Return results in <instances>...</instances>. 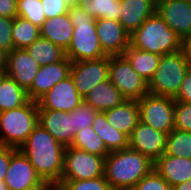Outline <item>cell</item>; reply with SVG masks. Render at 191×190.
Segmentation results:
<instances>
[{"instance_id": "33", "label": "cell", "mask_w": 191, "mask_h": 190, "mask_svg": "<svg viewBox=\"0 0 191 190\" xmlns=\"http://www.w3.org/2000/svg\"><path fill=\"white\" fill-rule=\"evenodd\" d=\"M58 190H113L104 176L86 180H61Z\"/></svg>"}, {"instance_id": "15", "label": "cell", "mask_w": 191, "mask_h": 190, "mask_svg": "<svg viewBox=\"0 0 191 190\" xmlns=\"http://www.w3.org/2000/svg\"><path fill=\"white\" fill-rule=\"evenodd\" d=\"M96 32L100 46L108 56L123 55L130 46V34L117 20L96 19Z\"/></svg>"}, {"instance_id": "25", "label": "cell", "mask_w": 191, "mask_h": 190, "mask_svg": "<svg viewBox=\"0 0 191 190\" xmlns=\"http://www.w3.org/2000/svg\"><path fill=\"white\" fill-rule=\"evenodd\" d=\"M123 56L147 83L153 78L161 58L158 54L139 50L131 45L124 51Z\"/></svg>"}, {"instance_id": "34", "label": "cell", "mask_w": 191, "mask_h": 190, "mask_svg": "<svg viewBox=\"0 0 191 190\" xmlns=\"http://www.w3.org/2000/svg\"><path fill=\"white\" fill-rule=\"evenodd\" d=\"M97 112L98 111L85 100L81 102L74 110L75 135L78 131L83 130V128L92 126Z\"/></svg>"}, {"instance_id": "11", "label": "cell", "mask_w": 191, "mask_h": 190, "mask_svg": "<svg viewBox=\"0 0 191 190\" xmlns=\"http://www.w3.org/2000/svg\"><path fill=\"white\" fill-rule=\"evenodd\" d=\"M109 62L108 55L100 59L72 62L70 76L83 99L91 89L108 79Z\"/></svg>"}, {"instance_id": "13", "label": "cell", "mask_w": 191, "mask_h": 190, "mask_svg": "<svg viewBox=\"0 0 191 190\" xmlns=\"http://www.w3.org/2000/svg\"><path fill=\"white\" fill-rule=\"evenodd\" d=\"M84 99L77 92L69 75L52 87L38 102V109L74 111Z\"/></svg>"}, {"instance_id": "2", "label": "cell", "mask_w": 191, "mask_h": 190, "mask_svg": "<svg viewBox=\"0 0 191 190\" xmlns=\"http://www.w3.org/2000/svg\"><path fill=\"white\" fill-rule=\"evenodd\" d=\"M152 169L154 162L130 147L110 152L104 161V177L113 190L135 187Z\"/></svg>"}, {"instance_id": "24", "label": "cell", "mask_w": 191, "mask_h": 190, "mask_svg": "<svg viewBox=\"0 0 191 190\" xmlns=\"http://www.w3.org/2000/svg\"><path fill=\"white\" fill-rule=\"evenodd\" d=\"M92 128L103 140L109 152L128 147V136L108 123L105 112H97L93 120Z\"/></svg>"}, {"instance_id": "32", "label": "cell", "mask_w": 191, "mask_h": 190, "mask_svg": "<svg viewBox=\"0 0 191 190\" xmlns=\"http://www.w3.org/2000/svg\"><path fill=\"white\" fill-rule=\"evenodd\" d=\"M17 14L39 28L46 21L41 0H17Z\"/></svg>"}, {"instance_id": "39", "label": "cell", "mask_w": 191, "mask_h": 190, "mask_svg": "<svg viewBox=\"0 0 191 190\" xmlns=\"http://www.w3.org/2000/svg\"><path fill=\"white\" fill-rule=\"evenodd\" d=\"M175 102L191 103V68L186 73L184 80L174 97Z\"/></svg>"}, {"instance_id": "23", "label": "cell", "mask_w": 191, "mask_h": 190, "mask_svg": "<svg viewBox=\"0 0 191 190\" xmlns=\"http://www.w3.org/2000/svg\"><path fill=\"white\" fill-rule=\"evenodd\" d=\"M84 100L98 112H105L123 104L127 99L112 82L107 79L91 89Z\"/></svg>"}, {"instance_id": "7", "label": "cell", "mask_w": 191, "mask_h": 190, "mask_svg": "<svg viewBox=\"0 0 191 190\" xmlns=\"http://www.w3.org/2000/svg\"><path fill=\"white\" fill-rule=\"evenodd\" d=\"M137 103L142 123L167 135L174 129V98L148 93Z\"/></svg>"}, {"instance_id": "40", "label": "cell", "mask_w": 191, "mask_h": 190, "mask_svg": "<svg viewBox=\"0 0 191 190\" xmlns=\"http://www.w3.org/2000/svg\"><path fill=\"white\" fill-rule=\"evenodd\" d=\"M16 148L0 145V181L5 179L11 156Z\"/></svg>"}, {"instance_id": "30", "label": "cell", "mask_w": 191, "mask_h": 190, "mask_svg": "<svg viewBox=\"0 0 191 190\" xmlns=\"http://www.w3.org/2000/svg\"><path fill=\"white\" fill-rule=\"evenodd\" d=\"M79 5L95 19L119 21L121 0H81Z\"/></svg>"}, {"instance_id": "12", "label": "cell", "mask_w": 191, "mask_h": 190, "mask_svg": "<svg viewBox=\"0 0 191 190\" xmlns=\"http://www.w3.org/2000/svg\"><path fill=\"white\" fill-rule=\"evenodd\" d=\"M166 139V133L155 130L139 121L128 137V147L147 156L155 163L165 154Z\"/></svg>"}, {"instance_id": "36", "label": "cell", "mask_w": 191, "mask_h": 190, "mask_svg": "<svg viewBox=\"0 0 191 190\" xmlns=\"http://www.w3.org/2000/svg\"><path fill=\"white\" fill-rule=\"evenodd\" d=\"M174 128L191 132V103L175 102Z\"/></svg>"}, {"instance_id": "10", "label": "cell", "mask_w": 191, "mask_h": 190, "mask_svg": "<svg viewBox=\"0 0 191 190\" xmlns=\"http://www.w3.org/2000/svg\"><path fill=\"white\" fill-rule=\"evenodd\" d=\"M4 182L9 190H46L49 187L19 149L11 156Z\"/></svg>"}, {"instance_id": "18", "label": "cell", "mask_w": 191, "mask_h": 190, "mask_svg": "<svg viewBox=\"0 0 191 190\" xmlns=\"http://www.w3.org/2000/svg\"><path fill=\"white\" fill-rule=\"evenodd\" d=\"M40 66L25 49H13L7 53L6 71L26 91L32 85Z\"/></svg>"}, {"instance_id": "29", "label": "cell", "mask_w": 191, "mask_h": 190, "mask_svg": "<svg viewBox=\"0 0 191 190\" xmlns=\"http://www.w3.org/2000/svg\"><path fill=\"white\" fill-rule=\"evenodd\" d=\"M70 147L85 150L88 153L106 157L110 152L103 140L94 132L92 126L85 127L74 136Z\"/></svg>"}, {"instance_id": "4", "label": "cell", "mask_w": 191, "mask_h": 190, "mask_svg": "<svg viewBox=\"0 0 191 190\" xmlns=\"http://www.w3.org/2000/svg\"><path fill=\"white\" fill-rule=\"evenodd\" d=\"M130 45L160 56L181 50V38L155 12L130 35Z\"/></svg>"}, {"instance_id": "38", "label": "cell", "mask_w": 191, "mask_h": 190, "mask_svg": "<svg viewBox=\"0 0 191 190\" xmlns=\"http://www.w3.org/2000/svg\"><path fill=\"white\" fill-rule=\"evenodd\" d=\"M41 2L46 20L68 13L69 6L64 0H41Z\"/></svg>"}, {"instance_id": "20", "label": "cell", "mask_w": 191, "mask_h": 190, "mask_svg": "<svg viewBox=\"0 0 191 190\" xmlns=\"http://www.w3.org/2000/svg\"><path fill=\"white\" fill-rule=\"evenodd\" d=\"M154 169L173 187L191 179V158L163 154L154 163Z\"/></svg>"}, {"instance_id": "27", "label": "cell", "mask_w": 191, "mask_h": 190, "mask_svg": "<svg viewBox=\"0 0 191 190\" xmlns=\"http://www.w3.org/2000/svg\"><path fill=\"white\" fill-rule=\"evenodd\" d=\"M29 101L27 91L6 76L0 85V112L21 107Z\"/></svg>"}, {"instance_id": "19", "label": "cell", "mask_w": 191, "mask_h": 190, "mask_svg": "<svg viewBox=\"0 0 191 190\" xmlns=\"http://www.w3.org/2000/svg\"><path fill=\"white\" fill-rule=\"evenodd\" d=\"M119 22L131 35L156 12V0H121Z\"/></svg>"}, {"instance_id": "45", "label": "cell", "mask_w": 191, "mask_h": 190, "mask_svg": "<svg viewBox=\"0 0 191 190\" xmlns=\"http://www.w3.org/2000/svg\"><path fill=\"white\" fill-rule=\"evenodd\" d=\"M65 3L71 7V6H75V5H79L81 0H64Z\"/></svg>"}, {"instance_id": "21", "label": "cell", "mask_w": 191, "mask_h": 190, "mask_svg": "<svg viewBox=\"0 0 191 190\" xmlns=\"http://www.w3.org/2000/svg\"><path fill=\"white\" fill-rule=\"evenodd\" d=\"M108 123L128 137L140 121L137 100H126L123 104L105 111Z\"/></svg>"}, {"instance_id": "43", "label": "cell", "mask_w": 191, "mask_h": 190, "mask_svg": "<svg viewBox=\"0 0 191 190\" xmlns=\"http://www.w3.org/2000/svg\"><path fill=\"white\" fill-rule=\"evenodd\" d=\"M173 190H191V179L173 186Z\"/></svg>"}, {"instance_id": "16", "label": "cell", "mask_w": 191, "mask_h": 190, "mask_svg": "<svg viewBox=\"0 0 191 190\" xmlns=\"http://www.w3.org/2000/svg\"><path fill=\"white\" fill-rule=\"evenodd\" d=\"M72 62L65 57L63 60L40 66L32 85L27 90L30 100L38 101L53 86L70 75Z\"/></svg>"}, {"instance_id": "22", "label": "cell", "mask_w": 191, "mask_h": 190, "mask_svg": "<svg viewBox=\"0 0 191 190\" xmlns=\"http://www.w3.org/2000/svg\"><path fill=\"white\" fill-rule=\"evenodd\" d=\"M74 26L67 14L47 19L40 27V37L50 40L66 51L70 45Z\"/></svg>"}, {"instance_id": "49", "label": "cell", "mask_w": 191, "mask_h": 190, "mask_svg": "<svg viewBox=\"0 0 191 190\" xmlns=\"http://www.w3.org/2000/svg\"><path fill=\"white\" fill-rule=\"evenodd\" d=\"M46 190H57V187H48Z\"/></svg>"}, {"instance_id": "3", "label": "cell", "mask_w": 191, "mask_h": 190, "mask_svg": "<svg viewBox=\"0 0 191 190\" xmlns=\"http://www.w3.org/2000/svg\"><path fill=\"white\" fill-rule=\"evenodd\" d=\"M68 15L74 29L70 45L65 51L66 57L71 62H77L107 56L99 43L96 19L80 5L69 7Z\"/></svg>"}, {"instance_id": "41", "label": "cell", "mask_w": 191, "mask_h": 190, "mask_svg": "<svg viewBox=\"0 0 191 190\" xmlns=\"http://www.w3.org/2000/svg\"><path fill=\"white\" fill-rule=\"evenodd\" d=\"M17 0H0V17H17Z\"/></svg>"}, {"instance_id": "46", "label": "cell", "mask_w": 191, "mask_h": 190, "mask_svg": "<svg viewBox=\"0 0 191 190\" xmlns=\"http://www.w3.org/2000/svg\"><path fill=\"white\" fill-rule=\"evenodd\" d=\"M6 76H7L6 69H0V85H1L2 81L5 79Z\"/></svg>"}, {"instance_id": "31", "label": "cell", "mask_w": 191, "mask_h": 190, "mask_svg": "<svg viewBox=\"0 0 191 190\" xmlns=\"http://www.w3.org/2000/svg\"><path fill=\"white\" fill-rule=\"evenodd\" d=\"M165 154L191 158V132L174 128L167 135Z\"/></svg>"}, {"instance_id": "14", "label": "cell", "mask_w": 191, "mask_h": 190, "mask_svg": "<svg viewBox=\"0 0 191 190\" xmlns=\"http://www.w3.org/2000/svg\"><path fill=\"white\" fill-rule=\"evenodd\" d=\"M38 122L64 147L71 146L75 136L74 111L39 109Z\"/></svg>"}, {"instance_id": "8", "label": "cell", "mask_w": 191, "mask_h": 190, "mask_svg": "<svg viewBox=\"0 0 191 190\" xmlns=\"http://www.w3.org/2000/svg\"><path fill=\"white\" fill-rule=\"evenodd\" d=\"M105 158L73 147H65L61 180H86L104 176Z\"/></svg>"}, {"instance_id": "26", "label": "cell", "mask_w": 191, "mask_h": 190, "mask_svg": "<svg viewBox=\"0 0 191 190\" xmlns=\"http://www.w3.org/2000/svg\"><path fill=\"white\" fill-rule=\"evenodd\" d=\"M39 66L55 63L63 60L65 51L48 39L39 37L25 49Z\"/></svg>"}, {"instance_id": "48", "label": "cell", "mask_w": 191, "mask_h": 190, "mask_svg": "<svg viewBox=\"0 0 191 190\" xmlns=\"http://www.w3.org/2000/svg\"><path fill=\"white\" fill-rule=\"evenodd\" d=\"M119 190H137L135 187H130V188H122V189H119Z\"/></svg>"}, {"instance_id": "9", "label": "cell", "mask_w": 191, "mask_h": 190, "mask_svg": "<svg viewBox=\"0 0 191 190\" xmlns=\"http://www.w3.org/2000/svg\"><path fill=\"white\" fill-rule=\"evenodd\" d=\"M108 79L127 100H138L149 93L148 83L123 55L110 56Z\"/></svg>"}, {"instance_id": "47", "label": "cell", "mask_w": 191, "mask_h": 190, "mask_svg": "<svg viewBox=\"0 0 191 190\" xmlns=\"http://www.w3.org/2000/svg\"><path fill=\"white\" fill-rule=\"evenodd\" d=\"M0 190H9L4 180L0 181Z\"/></svg>"}, {"instance_id": "44", "label": "cell", "mask_w": 191, "mask_h": 190, "mask_svg": "<svg viewBox=\"0 0 191 190\" xmlns=\"http://www.w3.org/2000/svg\"><path fill=\"white\" fill-rule=\"evenodd\" d=\"M7 53L0 49V69H6Z\"/></svg>"}, {"instance_id": "1", "label": "cell", "mask_w": 191, "mask_h": 190, "mask_svg": "<svg viewBox=\"0 0 191 190\" xmlns=\"http://www.w3.org/2000/svg\"><path fill=\"white\" fill-rule=\"evenodd\" d=\"M49 187H56L63 173L65 147L39 124L19 148Z\"/></svg>"}, {"instance_id": "17", "label": "cell", "mask_w": 191, "mask_h": 190, "mask_svg": "<svg viewBox=\"0 0 191 190\" xmlns=\"http://www.w3.org/2000/svg\"><path fill=\"white\" fill-rule=\"evenodd\" d=\"M156 12L181 39L191 32V4L186 0H156Z\"/></svg>"}, {"instance_id": "35", "label": "cell", "mask_w": 191, "mask_h": 190, "mask_svg": "<svg viewBox=\"0 0 191 190\" xmlns=\"http://www.w3.org/2000/svg\"><path fill=\"white\" fill-rule=\"evenodd\" d=\"M135 188L137 190H173V187L155 169H152L147 175L142 177Z\"/></svg>"}, {"instance_id": "42", "label": "cell", "mask_w": 191, "mask_h": 190, "mask_svg": "<svg viewBox=\"0 0 191 190\" xmlns=\"http://www.w3.org/2000/svg\"><path fill=\"white\" fill-rule=\"evenodd\" d=\"M181 51L191 61V32L181 39Z\"/></svg>"}, {"instance_id": "6", "label": "cell", "mask_w": 191, "mask_h": 190, "mask_svg": "<svg viewBox=\"0 0 191 190\" xmlns=\"http://www.w3.org/2000/svg\"><path fill=\"white\" fill-rule=\"evenodd\" d=\"M190 68L191 61L181 50L162 55L158 68L148 83L149 93L174 98Z\"/></svg>"}, {"instance_id": "5", "label": "cell", "mask_w": 191, "mask_h": 190, "mask_svg": "<svg viewBox=\"0 0 191 190\" xmlns=\"http://www.w3.org/2000/svg\"><path fill=\"white\" fill-rule=\"evenodd\" d=\"M38 102L0 112V145L19 149L38 122Z\"/></svg>"}, {"instance_id": "37", "label": "cell", "mask_w": 191, "mask_h": 190, "mask_svg": "<svg viewBox=\"0 0 191 190\" xmlns=\"http://www.w3.org/2000/svg\"><path fill=\"white\" fill-rule=\"evenodd\" d=\"M12 26L13 19L0 17V49L6 53H9L14 49L11 34Z\"/></svg>"}, {"instance_id": "28", "label": "cell", "mask_w": 191, "mask_h": 190, "mask_svg": "<svg viewBox=\"0 0 191 190\" xmlns=\"http://www.w3.org/2000/svg\"><path fill=\"white\" fill-rule=\"evenodd\" d=\"M14 49H26L40 37V28L22 17L13 19L11 30Z\"/></svg>"}]
</instances>
